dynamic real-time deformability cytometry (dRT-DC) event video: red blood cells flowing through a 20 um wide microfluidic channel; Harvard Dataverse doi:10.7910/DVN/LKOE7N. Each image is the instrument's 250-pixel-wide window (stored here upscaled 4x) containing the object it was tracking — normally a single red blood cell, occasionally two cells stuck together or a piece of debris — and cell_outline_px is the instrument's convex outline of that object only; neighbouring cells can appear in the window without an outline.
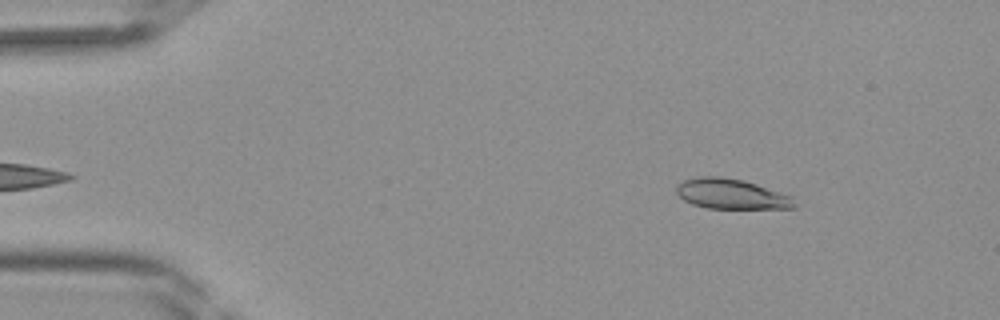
{"species": "Egyptian fruit bat (a non-hibernating species)", "species_latin": "Rousettus aegyptiacus", "temperature_condition": "room temperature", "stored_images_in_passage": 38, "camera_frame_rate_fps": 3000, "um_per_image_px": 0.085, "frame": {"image": 1, "passage_image": 2, "time_ms": 0.333, "image_size_px": [1000, 320], "cell_outline_px": [[796, 208], [708, 208], [692, 204], [684, 200], [676, 192], [676, 184], [684, 180], [696, 176], [720, 176], [744, 180], [792, 196], [796, 204]], "centroid_in_image_um": [62.14, 16.48], "position_along_channel_um": 22.9, "area_um2": 20.75}}
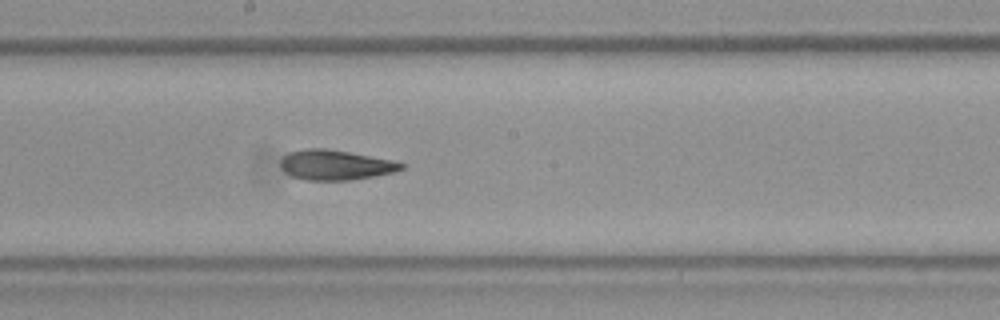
{"frame": {"image": 2, "passage_image": 19, "time_ms": 6.0, "image_size_px": [1000, 320], "cell_outline_px": [[408, 164], [404, 168], [396, 172], [376, 176], [348, 180], [304, 180], [292, 176], [284, 172], [280, 164], [280, 160], [288, 152], [308, 148], [324, 148], [348, 152], [392, 160]], "centroid_in_image_um": [28.53, 14.03], "position_along_channel_um": 219.7, "area_um2": 21.21}}
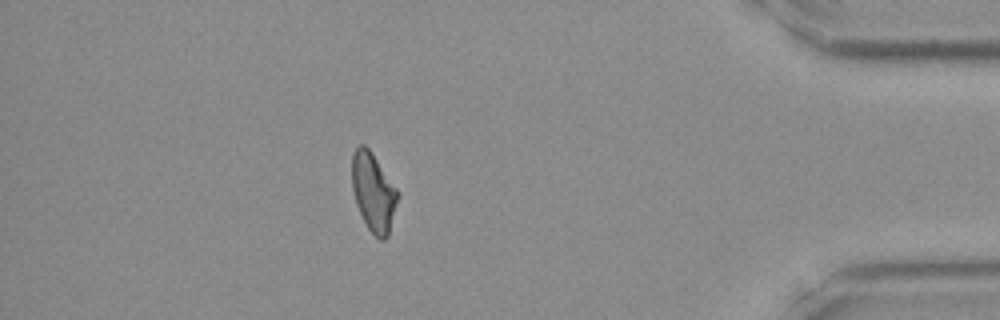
{"frame": {"image": 3, "passage_image": 33, "time_ms": 10.667, "image_size_px": [1000, 320], "cell_outline_px": [[400, 192], [388, 236], [384, 240], [380, 240], [368, 228], [356, 204], [352, 188], [352, 152], [356, 144], [364, 144], [372, 152]], "centroid_in_image_um": [31.74, 16.29], "position_along_channel_um": 403.5, "area_um2": 21.1}}